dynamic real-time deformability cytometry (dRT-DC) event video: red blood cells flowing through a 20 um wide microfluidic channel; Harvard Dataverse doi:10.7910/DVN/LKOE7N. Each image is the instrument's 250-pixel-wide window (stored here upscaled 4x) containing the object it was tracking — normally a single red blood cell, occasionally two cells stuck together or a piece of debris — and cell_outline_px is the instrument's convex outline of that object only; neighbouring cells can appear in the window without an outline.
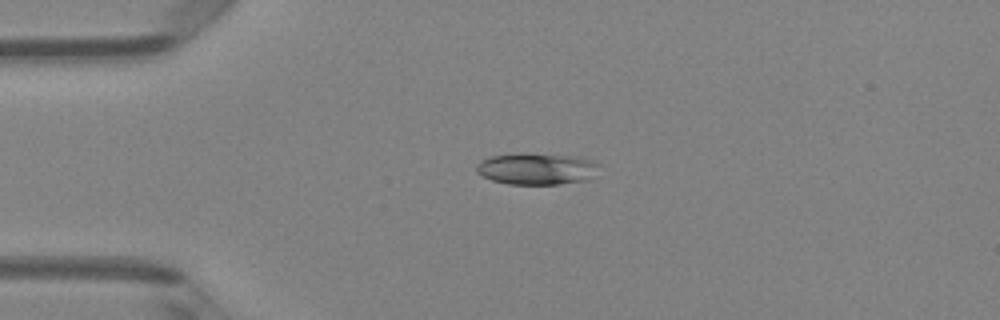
{"species": "Egyptian fruit bat (a non-hibernating species)", "species_latin": "Rousettus aegyptiacus", "temperature_condition": "room temperature", "stored_images_in_passage": 5, "camera_frame_rate_fps": 3000, "um_per_image_px": 0.085, "animal": {"sex": "female"}, "frame": {"image": 1, "passage_image": 4, "time_ms": 3.667, "image_size_px": [1000, 320], "cell_outline_px": [[600, 164], [588, 180], [560, 184], [508, 184], [492, 180], [476, 172], [476, 164], [480, 160], [492, 156], [580, 156]], "centroid_in_image_um": [45.62, 14.4], "position_along_channel_um": 39.4, "area_um2": 21.56}}